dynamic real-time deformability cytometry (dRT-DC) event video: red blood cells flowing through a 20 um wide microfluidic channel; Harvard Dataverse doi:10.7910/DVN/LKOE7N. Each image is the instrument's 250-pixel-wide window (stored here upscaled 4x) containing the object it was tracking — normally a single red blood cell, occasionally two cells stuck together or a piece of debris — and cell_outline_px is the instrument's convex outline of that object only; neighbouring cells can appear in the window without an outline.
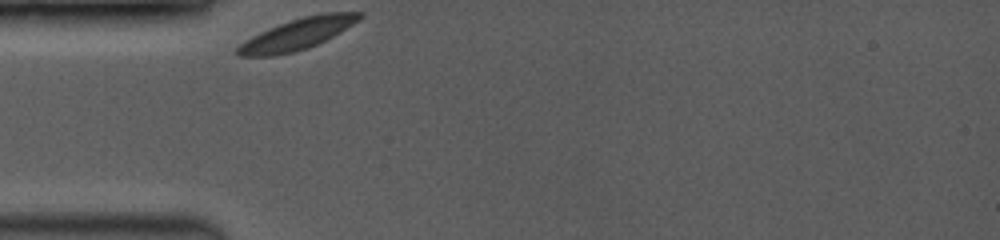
{"species": "common noctule bat (a hibernating species)", "species_latin": "Nyctalus noctula", "temperature_condition": "room temperature", "stored_images_in_passage": 9, "camera_frame_rate_fps": 3500, "um_per_image_px": 0.085, "animal": {"sex": "female", "body_mass_g": 19.0, "forearm_length_mm": 53.3}, "frame": {"image": 1, "passage_image": 1, "time_ms": 0.0, "image_size_px": [1000, 240], "cell_outline_px": [[364, 16], [340, 32], [308, 48], [292, 52], [272, 56], [236, 56], [236, 48], [244, 40], [260, 32], [280, 24], [304, 16], [324, 12], [364, 12]], "centroid_in_image_um": [25.26, 2.89], "position_along_channel_um": 59.7, "area_um2": 21.85}}
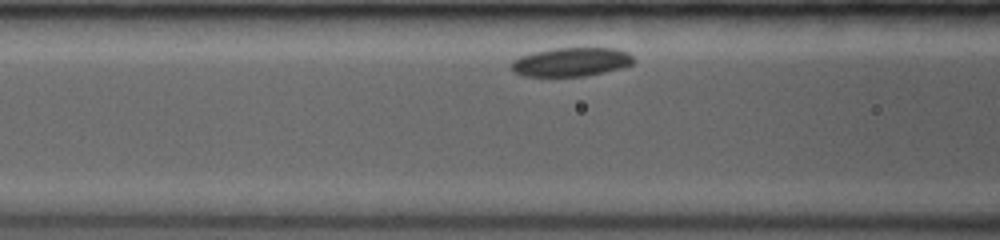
{"frame": {"image": 2, "passage_image": 7, "time_ms": 1.714, "image_size_px": [1000, 240], "cell_outline_px": [[632, 64], [620, 68], [604, 72], [584, 76], [520, 76], [512, 68], [512, 60], [520, 56], [536, 52], [556, 48], [616, 48], [628, 52], [632, 56]], "centroid_in_image_um": [48.55, 5.27], "position_along_channel_um": 118.0, "area_um2": 20.29}}